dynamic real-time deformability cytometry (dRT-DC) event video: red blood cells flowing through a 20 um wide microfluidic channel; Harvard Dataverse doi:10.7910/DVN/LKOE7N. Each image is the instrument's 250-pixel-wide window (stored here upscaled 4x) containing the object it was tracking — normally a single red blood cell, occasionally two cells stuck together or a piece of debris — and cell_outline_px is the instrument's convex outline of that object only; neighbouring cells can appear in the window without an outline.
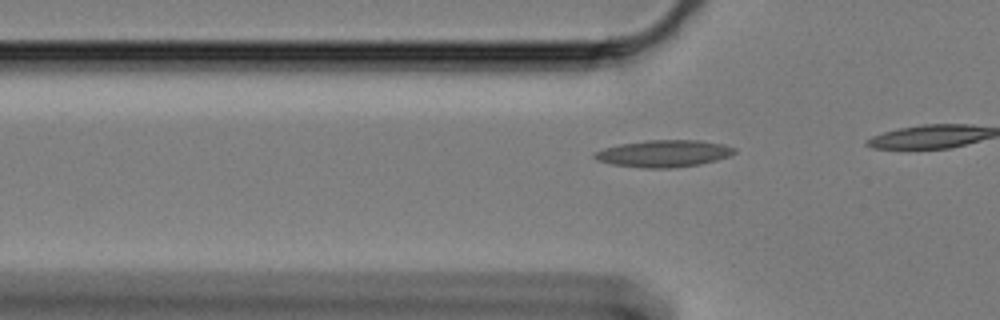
{"species": "Egyptian fruit bat (a non-hibernating species)", "species_latin": "Rousettus aegyptiacus", "temperature_condition": "cold", "stored_images_in_passage": 22, "camera_frame_rate_fps": 3000, "um_per_image_px": 0.085, "animal": {"sex": "female"}, "frame": {"image": 1, "passage_image": 16, "time_ms": 5.0, "image_size_px": [1000, 320], "cell_outline_px": [[736, 152], [728, 156], [716, 160], [700, 164], [672, 168], [644, 168], [612, 164], [596, 160], [592, 156], [592, 152], [604, 148], [620, 144], [648, 140], [700, 140], [724, 144], [736, 148]], "centroid_in_image_um": [56.4, 13.05], "position_along_channel_um": 69.4, "area_um2": 22.08}}
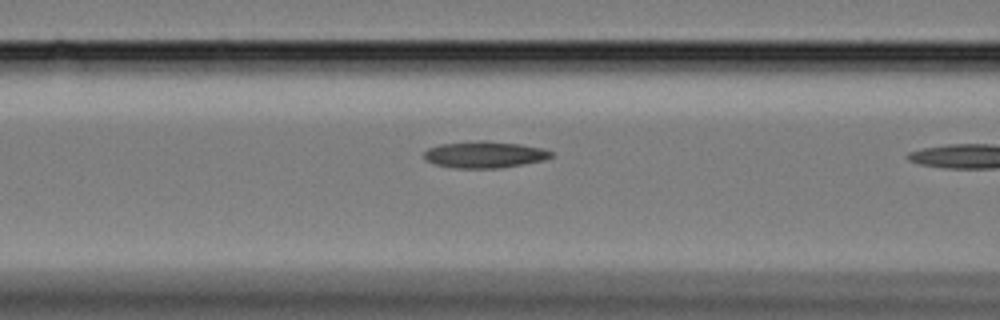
{"frame": {"image": 2, "passage_image": 21, "time_ms": 6.667, "image_size_px": [1000, 320], "cell_outline_px": [[552, 156], [544, 160], [496, 168], [456, 168], [432, 164], [424, 160], [424, 152], [428, 148], [440, 144], [480, 140], [484, 140], [520, 144], [544, 148], [552, 152]], "centroid_in_image_um": [41.14, 13.13], "position_along_channel_um": 125.5, "area_um2": 19.71}}